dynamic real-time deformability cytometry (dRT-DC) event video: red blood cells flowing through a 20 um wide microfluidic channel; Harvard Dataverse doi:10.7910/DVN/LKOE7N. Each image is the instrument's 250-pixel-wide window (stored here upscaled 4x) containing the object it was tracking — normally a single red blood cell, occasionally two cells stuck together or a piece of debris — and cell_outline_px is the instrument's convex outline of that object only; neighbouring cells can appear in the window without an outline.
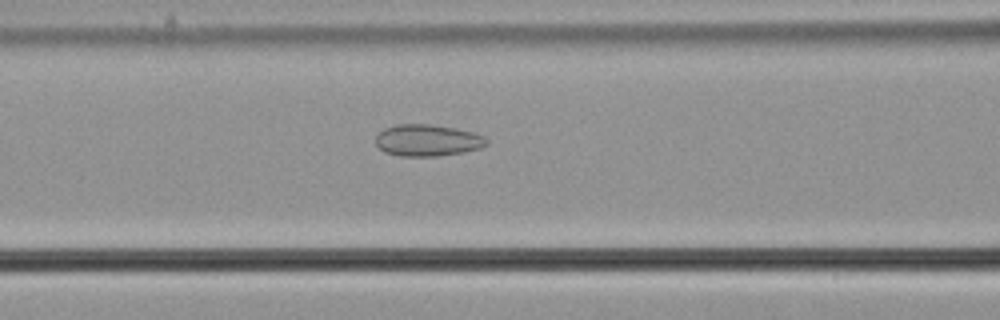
{"species": "common noctule bat (a hibernating species)", "species_latin": "Nyctalus noctula", "temperature_condition": "cold", "stored_images_in_passage": 30, "camera_frame_rate_fps": 3000, "um_per_image_px": 0.085, "animal": {"sex": "male", "body_mass_g": 21.5, "forearm_length_mm": 52.0}, "frame": {"image": 1, "passage_image": 23, "time_ms": 7.333, "image_size_px": [1000, 320], "cell_outline_px": [[488, 144], [480, 148], [464, 152], [436, 156], [400, 156], [384, 152], [376, 144], [376, 136], [384, 128], [396, 124], [428, 124], [456, 128], [472, 132], [484, 136], [488, 140]], "centroid_in_image_um": [36.34, 11.92], "position_along_channel_um": 130.3, "area_um2": 20.52}}
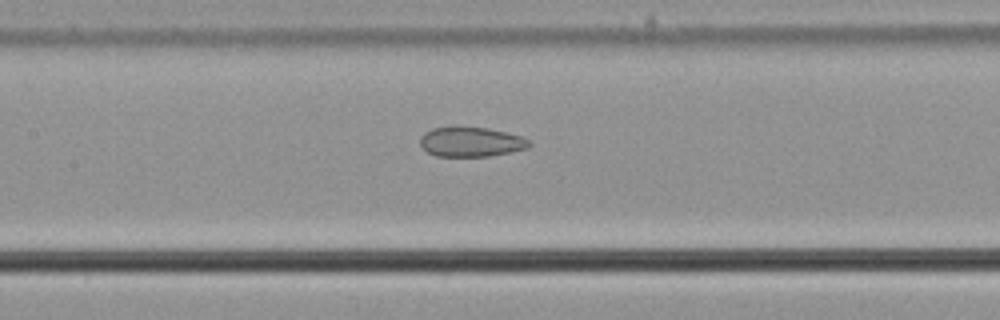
{"frame": {"image": 2, "passage_image": 26, "time_ms": 8.333, "image_size_px": [1000, 320], "cell_outline_px": [[532, 144], [528, 148], [488, 156], [436, 156], [428, 152], [420, 144], [420, 136], [424, 132], [432, 128], [488, 128], [508, 132], [524, 136]], "centroid_in_image_um": [40.06, 12.06], "position_along_channel_um": 167.3, "area_um2": 18.67}}
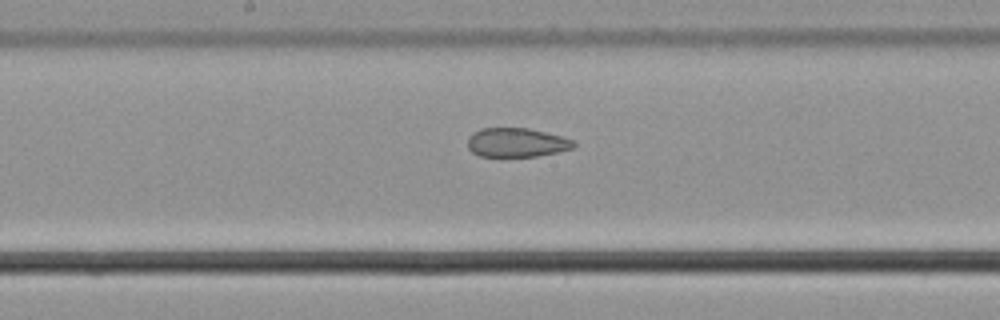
{"frame": {"image": 3, "passage_image": 29, "time_ms": 9.333, "image_size_px": [1000, 320], "cell_outline_px": [[576, 144], [572, 148], [556, 152], [536, 156], [480, 156], [472, 152], [468, 148], [468, 136], [472, 132], [480, 128], [528, 128], [560, 136], [572, 140]], "centroid_in_image_um": [43.85, 12.1], "position_along_channel_um": 204.3, "area_um2": 17.8}}